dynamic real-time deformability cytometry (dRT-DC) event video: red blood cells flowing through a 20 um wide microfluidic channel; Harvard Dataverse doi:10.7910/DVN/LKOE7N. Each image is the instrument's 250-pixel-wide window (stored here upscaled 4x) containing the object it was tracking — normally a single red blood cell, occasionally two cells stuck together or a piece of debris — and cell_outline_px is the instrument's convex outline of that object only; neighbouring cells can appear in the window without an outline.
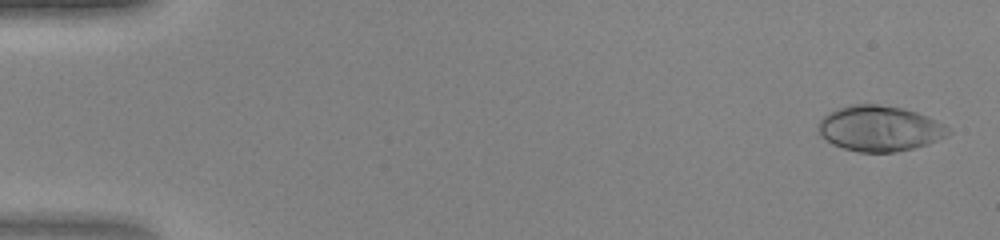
{"species": "human", "species_latin": "Homo sapiens", "temperature_condition": "warm", "stored_images_in_passage": 47, "camera_frame_rate_fps": 3000, "um_per_image_px": 0.085, "donor": {"sex": "female"}, "frame": {"image": 1, "passage_image": 2, "time_ms": 0.333, "image_size_px": [1000, 240], "cell_outline_px": [[952, 132], [948, 136], [928, 144], [896, 152], [860, 152], [844, 148], [832, 144], [820, 136], [820, 120], [828, 112], [836, 108], [848, 104], [876, 104], [900, 108], [916, 112], [928, 116], [952, 128]], "centroid_in_image_um": [74.79, 10.92], "position_along_channel_um": 10.2, "area_um2": 34.56}}
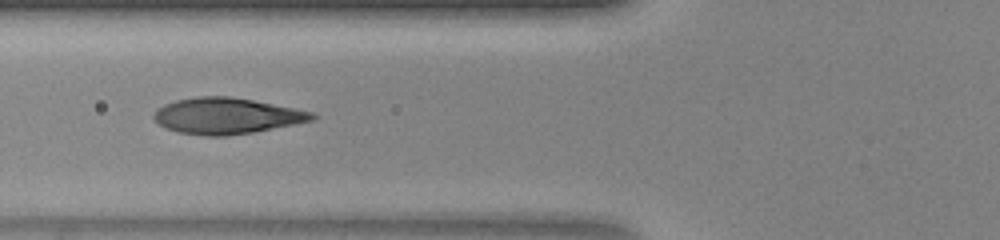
{"frame": {"image": 2, "passage_image": 19, "time_ms": 6.0, "image_size_px": [1000, 240], "cell_outline_px": [[320, 116], [316, 120], [252, 132], [224, 136], [204, 136], [180, 132], [168, 128], [160, 124], [152, 116], [156, 108], [164, 104], [176, 100], [196, 96], [228, 96], [252, 100], [296, 108], [312, 112]], "centroid_in_image_um": [19.29, 9.84], "position_along_channel_um": 106.5, "area_um2": 33.23}}
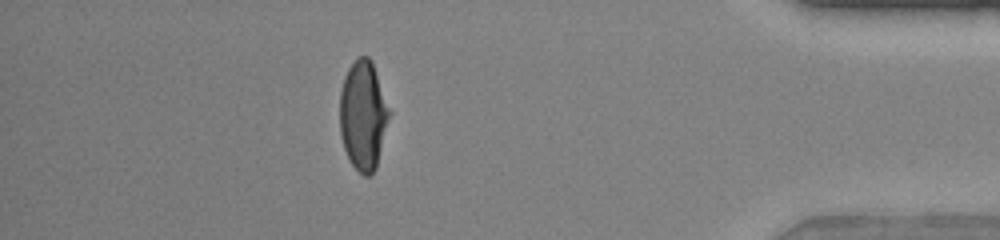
{"frame": {"image": 3, "passage_image": 42, "time_ms": 13.667, "image_size_px": [1000, 240], "cell_outline_px": [[392, 112], [376, 168], [368, 176], [364, 176], [352, 164], [344, 148], [340, 136], [340, 92], [344, 76], [348, 68], [360, 56], [368, 56], [372, 60]], "centroid_in_image_um": [30.89, 9.78], "position_along_channel_um": 404.3, "area_um2": 31.85}}